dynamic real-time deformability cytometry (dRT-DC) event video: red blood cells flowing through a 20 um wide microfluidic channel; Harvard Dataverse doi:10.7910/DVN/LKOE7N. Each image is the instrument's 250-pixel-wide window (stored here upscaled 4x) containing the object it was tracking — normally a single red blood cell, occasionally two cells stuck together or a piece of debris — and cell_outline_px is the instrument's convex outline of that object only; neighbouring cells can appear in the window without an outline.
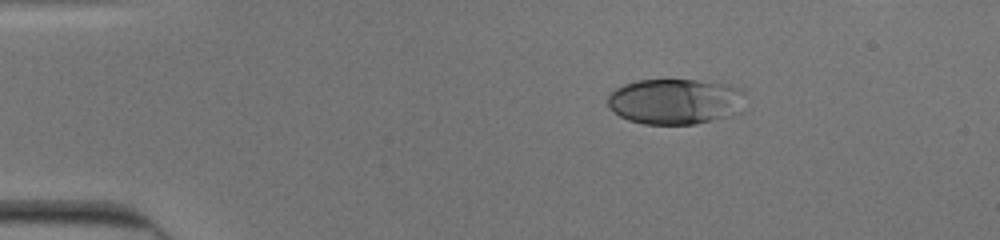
{"species": "human", "species_latin": "Homo sapiens", "temperature_condition": "cold", "stored_images_in_passage": 41, "camera_frame_rate_fps": 3000, "um_per_image_px": 0.085, "donor": {"sex": "male"}, "frame": {"image": 1, "passage_image": 1, "time_ms": 0.0, "image_size_px": [1000, 240], "cell_outline_px": [[744, 92], [740, 112], [728, 116], [712, 120], [692, 124], [644, 124], [628, 120], [612, 112], [608, 104], [608, 92], [624, 84], [636, 80], [696, 80], [728, 84]], "centroid_in_image_um": [57.34, 8.62], "position_along_channel_um": 27.7, "area_um2": 36.65}}
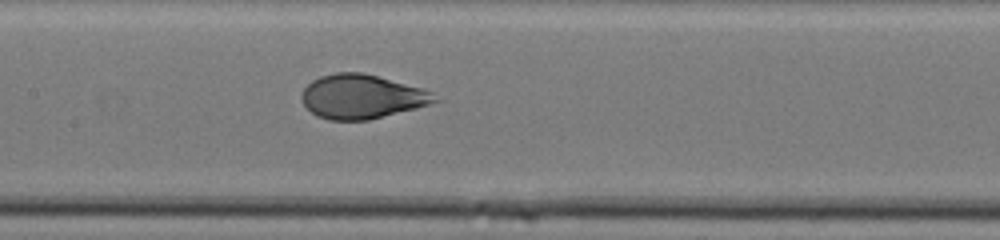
{"frame": {"image": 2, "passage_image": 18, "time_ms": 5.667, "image_size_px": [1000, 240], "cell_outline_px": [[444, 100], [416, 108], [368, 120], [328, 120], [316, 116], [304, 104], [300, 96], [304, 88], [312, 80], [320, 76], [336, 72], [364, 72], [424, 88], [432, 92]], "centroid_in_image_um": [30.79, 8.2], "position_along_channel_um": 176.6, "area_um2": 34.56}}
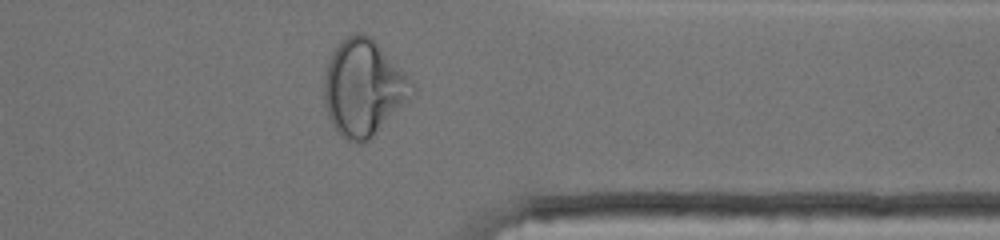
{"frame": {"image": 3, "passage_image": 34, "time_ms": 11.0, "image_size_px": [1000, 240], "cell_outline_px": [[416, 92], [368, 140], [356, 144], [340, 136], [336, 132], [328, 116], [324, 104], [324, 76], [328, 60], [332, 52], [348, 36], [356, 32], [364, 32], [372, 36], [408, 76], [416, 88]], "centroid_in_image_um": [30.88, 7.45], "position_along_channel_um": 380.5, "area_um2": 49.19}}